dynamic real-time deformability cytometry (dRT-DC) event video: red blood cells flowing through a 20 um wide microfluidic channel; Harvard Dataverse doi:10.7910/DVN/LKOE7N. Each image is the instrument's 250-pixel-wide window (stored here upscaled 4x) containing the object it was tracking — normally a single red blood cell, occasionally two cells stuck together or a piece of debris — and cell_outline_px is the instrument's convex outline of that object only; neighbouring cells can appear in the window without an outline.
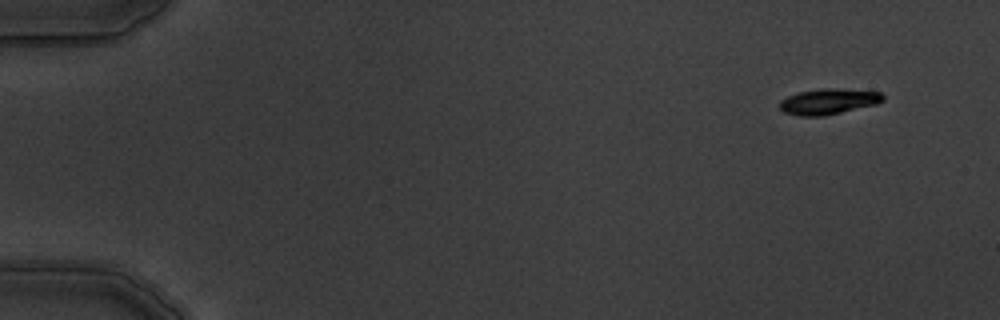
{"species": "common noctule bat (a hibernating species)", "species_latin": "Nyctalus noctula", "temperature_condition": "warm", "stored_images_in_passage": 4, "camera_frame_rate_fps": 3000, "um_per_image_px": 0.085, "animal": {"sex": "male", "body_mass_g": 19.5, "forearm_length_mm": 54.6}, "frame": {"image": 1, "passage_image": 1, "time_ms": 0.0, "image_size_px": [1000, 320], "cell_outline_px": [[884, 100], [876, 104], [824, 116], [800, 116], [784, 112], [780, 108], [780, 100], [788, 96], [800, 92], [820, 88], [836, 88], [880, 92], [884, 96]], "centroid_in_image_um": [70.42, 8.62], "position_along_channel_um": 14.6, "area_um2": 15.37}}